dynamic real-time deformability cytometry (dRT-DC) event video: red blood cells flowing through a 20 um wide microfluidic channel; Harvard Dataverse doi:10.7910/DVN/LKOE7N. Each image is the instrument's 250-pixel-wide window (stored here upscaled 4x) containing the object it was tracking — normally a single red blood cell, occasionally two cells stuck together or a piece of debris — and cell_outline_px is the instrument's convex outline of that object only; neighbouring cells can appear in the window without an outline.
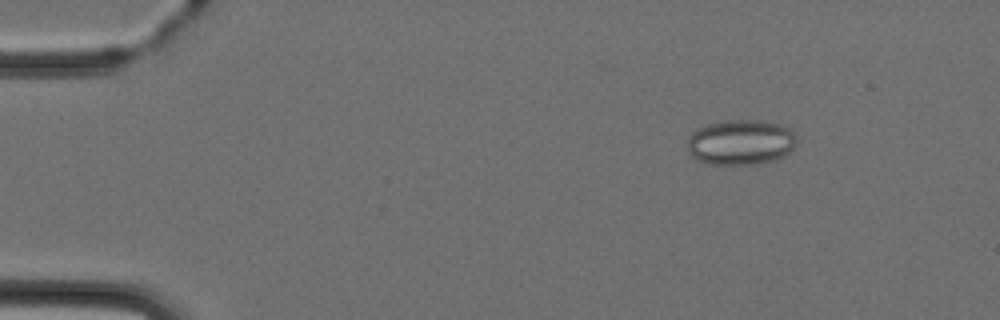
{"species": "Egyptian fruit bat (a non-hibernating species)", "species_latin": "Rousettus aegyptiacus", "temperature_condition": "cold", "stored_images_in_passage": 4, "camera_frame_rate_fps": 3000, "um_per_image_px": 0.085, "animal": {"sex": "female"}, "frame": {"image": 1, "passage_image": 4, "time_ms": 3.667, "image_size_px": [1000, 320], "cell_outline_px": [[796, 144], [784, 156], [772, 160], [752, 164], [712, 164], [700, 160], [692, 156], [688, 152], [688, 136], [696, 128], [708, 124], [728, 120], [760, 120], [780, 124], [788, 128], [796, 136]], "centroid_in_image_um": [62.95, 12.08], "position_along_channel_um": 22.1, "area_um2": 28.67}}